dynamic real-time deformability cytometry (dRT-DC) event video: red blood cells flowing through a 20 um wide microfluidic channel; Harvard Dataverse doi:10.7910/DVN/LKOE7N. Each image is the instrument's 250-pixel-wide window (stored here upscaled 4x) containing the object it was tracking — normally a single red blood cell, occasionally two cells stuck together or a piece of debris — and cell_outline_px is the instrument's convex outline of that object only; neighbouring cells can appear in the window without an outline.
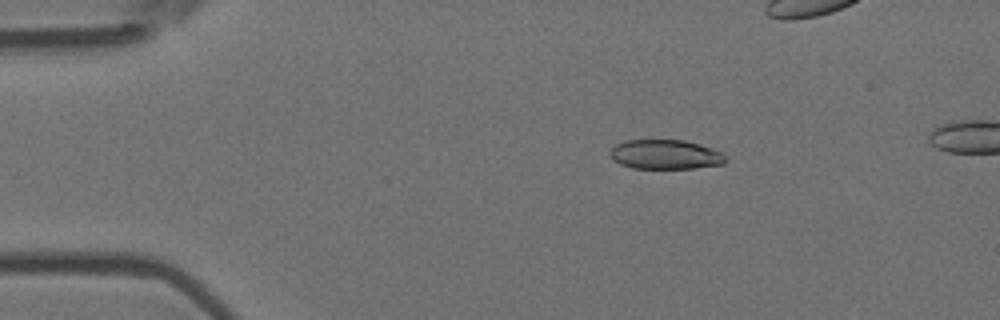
{"species": "Egyptian fruit bat (a non-hibernating species)", "species_latin": "Rousettus aegyptiacus", "temperature_condition": "room temperature", "stored_images_in_passage": 14, "camera_frame_rate_fps": 3000, "um_per_image_px": 0.085, "animal": {"sex": "female"}, "frame": {"image": 1, "passage_image": 10, "time_ms": 3.0, "image_size_px": [1000, 320], "cell_outline_px": [[728, 160], [724, 164], [696, 168], [632, 168], [620, 164], [612, 160], [608, 152], [616, 144], [624, 140], [684, 140], [700, 144], [724, 152], [728, 156]], "centroid_in_image_um": [56.59, 13.13], "position_along_channel_um": 28.4, "area_um2": 20.23}}